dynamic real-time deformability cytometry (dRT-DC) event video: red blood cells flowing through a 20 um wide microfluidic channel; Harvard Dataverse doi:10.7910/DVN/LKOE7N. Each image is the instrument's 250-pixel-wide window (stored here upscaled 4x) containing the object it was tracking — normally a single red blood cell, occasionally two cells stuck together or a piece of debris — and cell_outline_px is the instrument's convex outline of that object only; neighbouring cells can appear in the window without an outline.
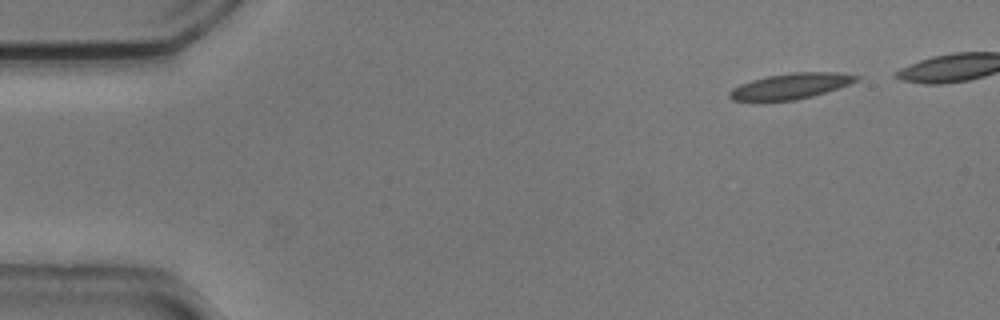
{"species": "common noctule bat (a hibernating species)", "species_latin": "Nyctalus noctula", "temperature_condition": "cold", "stored_images_in_passage": 4, "camera_frame_rate_fps": 3000, "um_per_image_px": 0.085, "animal": {"sex": "male", "body_mass_g": 20.5, "forearm_length_mm": 52.5}, "frame": {"image": 1, "passage_image": 1, "time_ms": 0.0, "image_size_px": [1000, 320], "cell_outline_px": [[860, 76], [856, 80], [848, 84], [812, 96], [796, 100], [732, 100], [728, 96], [728, 92], [732, 88], [740, 84], [752, 80], [768, 76], [792, 72], [836, 72]], "centroid_in_image_um": [67.17, 7.31], "position_along_channel_um": 17.8, "area_um2": 18.55}}